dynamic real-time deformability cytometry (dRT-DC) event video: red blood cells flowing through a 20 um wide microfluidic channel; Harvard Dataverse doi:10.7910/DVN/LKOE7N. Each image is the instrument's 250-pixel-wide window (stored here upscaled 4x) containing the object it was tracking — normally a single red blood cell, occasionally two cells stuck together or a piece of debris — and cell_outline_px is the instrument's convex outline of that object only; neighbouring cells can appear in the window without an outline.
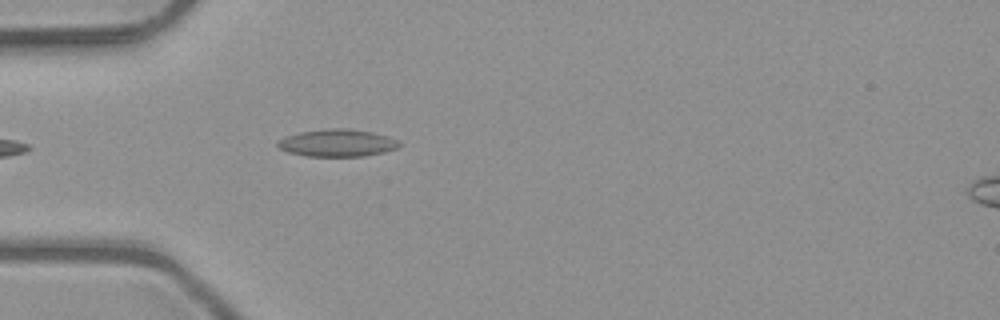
{"species": "common noctule bat (a hibernating species)", "species_latin": "Nyctalus noctula", "temperature_condition": "room temperature", "stored_images_in_passage": 3, "camera_frame_rate_fps": 3000, "um_per_image_px": 0.085, "animal": {"sex": "male", "body_mass_g": 23.1, "forearm_length_mm": 52.7}, "frame": {"image": 1, "passage_image": 3, "time_ms": 0.667, "image_size_px": [1000, 320], "cell_outline_px": [[400, 148], [384, 152], [364, 156], [304, 156], [288, 152], [280, 148], [276, 144], [284, 136], [300, 132], [332, 128], [344, 128], [372, 132], [388, 136], [400, 140]], "centroid_in_image_um": [28.7, 12.15], "position_along_channel_um": 56.3, "area_um2": 19.42}}